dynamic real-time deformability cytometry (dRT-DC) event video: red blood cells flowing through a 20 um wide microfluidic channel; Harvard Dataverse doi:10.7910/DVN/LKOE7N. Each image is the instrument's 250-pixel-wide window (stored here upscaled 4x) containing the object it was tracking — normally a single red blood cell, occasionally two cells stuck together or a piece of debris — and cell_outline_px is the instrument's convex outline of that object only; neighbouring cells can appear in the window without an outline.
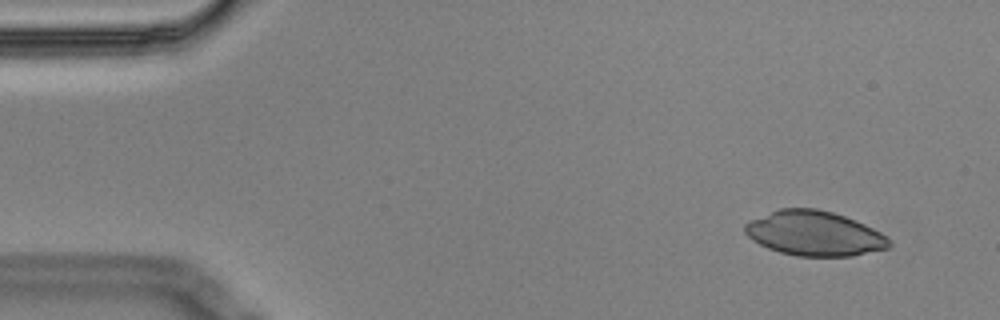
{"species": "Egyptian fruit bat (a non-hibernating species)", "species_latin": "Rousettus aegyptiacus", "temperature_condition": "cold", "stored_images_in_passage": 3, "camera_frame_rate_fps": 3000, "um_per_image_px": 0.085, "animal": {"sex": "male"}, "frame": {"image": 1, "passage_image": 1, "time_ms": 0.0, "image_size_px": [1000, 320], "cell_outline_px": [[892, 244], [888, 248], [852, 256], [796, 256], [780, 252], [768, 248], [752, 240], [744, 232], [744, 224], [752, 220], [780, 208], [816, 208], [832, 212], [856, 220], [880, 232]], "centroid_in_image_um": [69.21, 19.84], "position_along_channel_um": 15.8, "area_um2": 37.34}}